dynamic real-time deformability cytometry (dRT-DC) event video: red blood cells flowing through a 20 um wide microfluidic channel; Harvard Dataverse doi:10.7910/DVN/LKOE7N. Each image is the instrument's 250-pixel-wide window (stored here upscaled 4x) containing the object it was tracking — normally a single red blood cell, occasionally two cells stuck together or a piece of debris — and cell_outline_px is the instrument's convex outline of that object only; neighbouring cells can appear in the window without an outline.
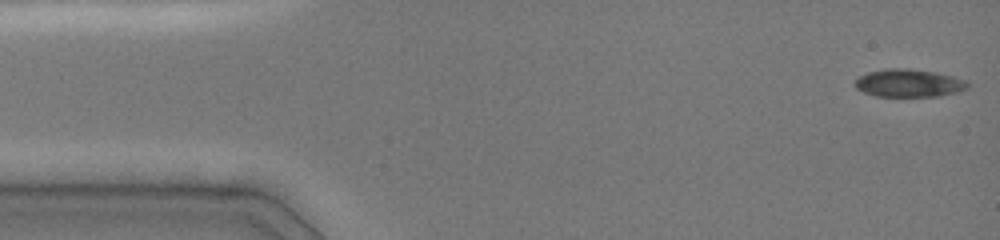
{"species": "common noctule bat (a hibernating species)", "species_latin": "Nyctalus noctula", "temperature_condition": "cold", "stored_images_in_passage": 47, "camera_frame_rate_fps": 3000, "um_per_image_px": 0.085, "animal": {"sex": "female", "body_mass_g": 19.0, "forearm_length_mm": 51.5}, "frame": {"image": 1, "passage_image": 1, "time_ms": 0.0, "image_size_px": [1000, 240], "cell_outline_px": [[968, 88], [960, 92], [936, 96], [876, 96], [864, 92], [856, 88], [852, 84], [860, 76], [868, 72], [884, 68], [908, 68], [936, 72], [956, 76], [968, 80]], "centroid_in_image_um": [77.28, 7.05], "position_along_channel_um": 7.7, "area_um2": 18.55}}
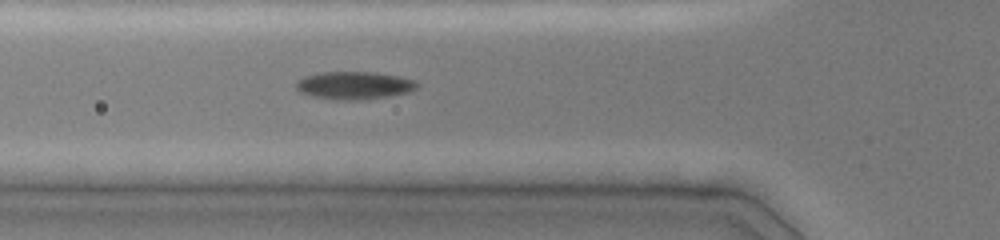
{"frame": {"image": 2, "passage_image": 16, "time_ms": 5.0, "image_size_px": [1000, 240], "cell_outline_px": [[420, 84], [416, 88], [408, 92], [384, 96], [356, 100], [344, 100], [312, 96], [300, 92], [296, 88], [296, 80], [304, 76], [320, 72], [376, 72], [416, 80]], "centroid_in_image_um": [30.08, 7.24], "position_along_channel_um": 95.7, "area_um2": 19.36}}
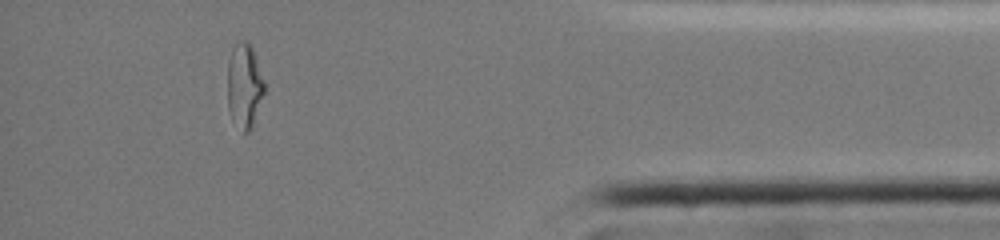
{"frame": {"image": 3, "passage_image": 42, "time_ms": 13.667, "image_size_px": [1000, 240], "cell_outline_px": [[264, 92], [252, 128], [248, 132], [244, 132], [232, 120], [228, 108], [228, 60], [232, 48], [240, 40], [248, 40], [252, 48], [264, 80]], "centroid_in_image_um": [20.76, 7.27], "position_along_channel_um": 414.4, "area_um2": 18.09}, "authors_computed_cell_mechanics": {"area_um2": 18.9006, "velocity_mm_per_s": 4.0381, "shape_relaxation_time_tau1_ms": 7.7183, "shape_relaxation_time_tau2_ms": 1.8173, "deformation_change_tau1": 0.2542, "deformation_change_tau2": 0.0591}}